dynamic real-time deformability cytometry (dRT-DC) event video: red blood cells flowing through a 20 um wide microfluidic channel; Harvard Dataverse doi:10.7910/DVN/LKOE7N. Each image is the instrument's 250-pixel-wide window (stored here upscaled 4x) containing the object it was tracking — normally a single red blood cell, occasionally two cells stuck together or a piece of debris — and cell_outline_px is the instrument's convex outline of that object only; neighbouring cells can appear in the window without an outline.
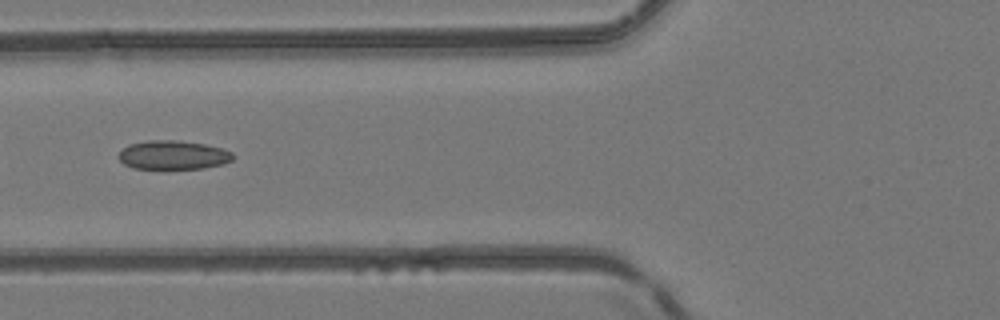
{"species": "common noctule bat (a hibernating species)", "species_latin": "Nyctalus noctula", "temperature_condition": "room temperature", "stored_images_in_passage": 6, "camera_frame_rate_fps": 3000, "um_per_image_px": 0.085, "animal": {"sex": "female", "body_mass_g": 24.6, "forearm_length_mm": 56.2}, "frame": {"image": 1, "passage_image": 6, "time_ms": 6.333, "image_size_px": [1000, 320], "cell_outline_px": [[236, 156], [232, 160], [224, 164], [204, 168], [132, 168], [124, 164], [116, 156], [128, 144], [148, 140], [176, 140], [204, 144], [224, 148], [232, 152]], "centroid_in_image_um": [14.74, 13.17], "position_along_channel_um": 111.1, "area_um2": 19.36}}